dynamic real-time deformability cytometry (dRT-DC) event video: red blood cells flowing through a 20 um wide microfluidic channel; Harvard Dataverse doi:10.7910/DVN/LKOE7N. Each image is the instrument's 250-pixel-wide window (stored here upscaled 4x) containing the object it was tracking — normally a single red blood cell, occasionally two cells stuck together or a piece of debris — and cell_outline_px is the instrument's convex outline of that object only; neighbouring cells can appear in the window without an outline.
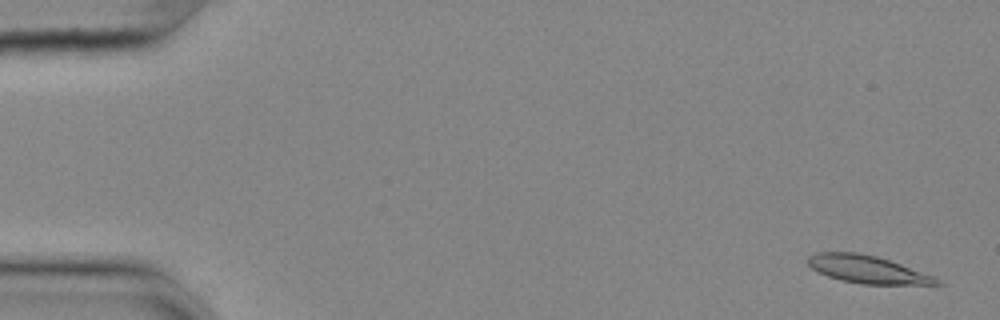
{"species": "common noctule bat (a hibernating species)", "species_latin": "Nyctalus noctula", "temperature_condition": "cold", "stored_images_in_passage": 8, "camera_frame_rate_fps": 3000, "um_per_image_px": 0.085, "animal": {"sex": "female", "body_mass_g": 25.1}, "frame": {"image": 1, "passage_image": 2, "time_ms": 0.333, "image_size_px": [1000, 320], "cell_outline_px": [[944, 284], [860, 284], [840, 280], [828, 276], [812, 268], [808, 264], [808, 256], [816, 252], [856, 252], [876, 256], [936, 276]], "centroid_in_image_um": [73.74, 22.9], "position_along_channel_um": 11.3, "area_um2": 20.63}}